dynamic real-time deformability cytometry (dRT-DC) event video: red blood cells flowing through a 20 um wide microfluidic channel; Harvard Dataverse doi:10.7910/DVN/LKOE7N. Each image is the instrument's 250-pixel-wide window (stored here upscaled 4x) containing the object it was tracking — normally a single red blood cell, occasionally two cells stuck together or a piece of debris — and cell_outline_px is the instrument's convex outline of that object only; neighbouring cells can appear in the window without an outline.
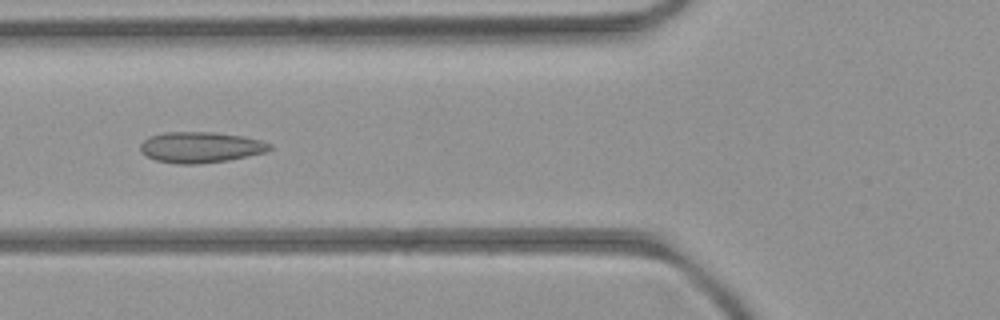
{"species": "common noctule bat (a hibernating species)", "species_latin": "Nyctalus noctula", "temperature_condition": "room temperature", "stored_images_in_passage": 5, "camera_frame_rate_fps": 3000, "um_per_image_px": 0.085, "animal": {"sex": "female", "body_mass_g": 21.9}, "frame": {"image": 1, "passage_image": 5, "time_ms": 5.333, "image_size_px": [1000, 320], "cell_outline_px": [[272, 148], [268, 152], [228, 160], [196, 164], [176, 164], [156, 160], [140, 152], [140, 144], [148, 136], [164, 132], [212, 132], [244, 136], [260, 140], [272, 144]], "centroid_in_image_um": [17.06, 12.51], "position_along_channel_um": 108.7, "area_um2": 23.41}}